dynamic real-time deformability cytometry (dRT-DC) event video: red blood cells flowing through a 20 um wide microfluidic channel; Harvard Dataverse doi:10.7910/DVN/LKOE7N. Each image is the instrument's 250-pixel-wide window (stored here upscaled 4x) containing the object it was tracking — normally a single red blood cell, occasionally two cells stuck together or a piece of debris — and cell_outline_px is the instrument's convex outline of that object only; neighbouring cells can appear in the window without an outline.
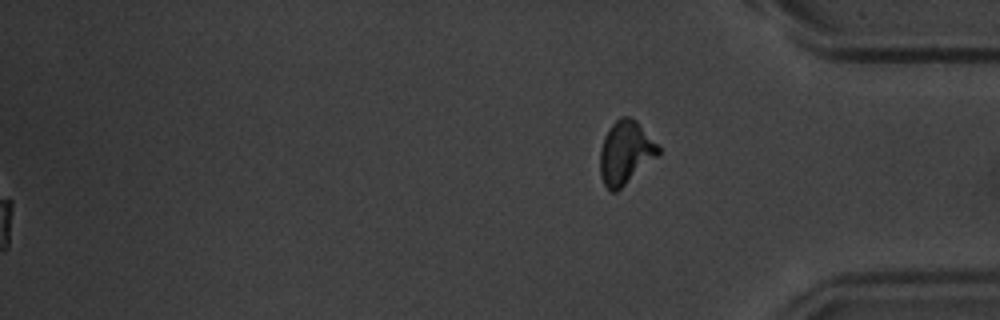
{"species": "common noctule bat (a hibernating species)", "species_latin": "Nyctalus noctula", "temperature_condition": "warm", "stored_images_in_passage": 58, "segment_of_instrument_passage": [2, 2], "camera_frame_rate_fps": 3000, "um_per_image_px": 0.085, "animal": {"sex": "male", "body_mass_g": 20.1, "forearm_length_mm": 53.5}, "frame": {"image": 1, "passage_image": 58, "time_ms": 19.0, "image_size_px": [1000, 320], "cell_outline_px": [[660, 156], [616, 192], [612, 192], [604, 184], [600, 176], [600, 148], [604, 136], [608, 128], [620, 116], [628, 116], [636, 120], [660, 148]], "centroid_in_image_um": [53.17, 12.98], "position_along_channel_um": 382.0, "area_um2": 21.68}}